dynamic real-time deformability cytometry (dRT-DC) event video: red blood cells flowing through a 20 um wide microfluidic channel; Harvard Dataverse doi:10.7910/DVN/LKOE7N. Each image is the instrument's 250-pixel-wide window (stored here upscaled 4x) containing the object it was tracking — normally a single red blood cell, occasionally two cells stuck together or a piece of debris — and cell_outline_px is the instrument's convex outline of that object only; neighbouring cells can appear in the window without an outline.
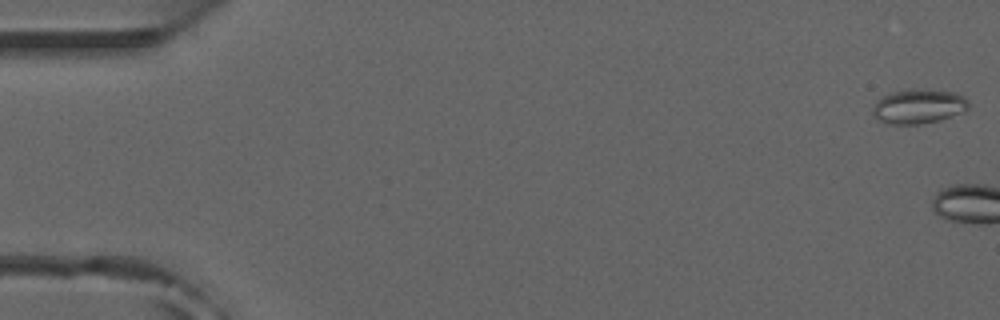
{"species": "common noctule bat (a hibernating species)", "species_latin": "Nyctalus noctula", "temperature_condition": "room temperature", "stored_images_in_passage": 4, "camera_frame_rate_fps": 3000, "um_per_image_px": 0.085, "animal": {"sex": "male", "forearm_length_mm": 52.5}, "frame": {"image": 1, "passage_image": 1, "time_ms": 0.0, "image_size_px": [1000, 320], "cell_outline_px": [[968, 108], [964, 112], [940, 120], [920, 124], [892, 124], [880, 120], [872, 116], [872, 108], [876, 100], [892, 92], [908, 88], [916, 88], [956, 92], [964, 96], [968, 100]], "centroid_in_image_um": [78.08, 9.02], "position_along_channel_um": 6.9, "area_um2": 19.54}}